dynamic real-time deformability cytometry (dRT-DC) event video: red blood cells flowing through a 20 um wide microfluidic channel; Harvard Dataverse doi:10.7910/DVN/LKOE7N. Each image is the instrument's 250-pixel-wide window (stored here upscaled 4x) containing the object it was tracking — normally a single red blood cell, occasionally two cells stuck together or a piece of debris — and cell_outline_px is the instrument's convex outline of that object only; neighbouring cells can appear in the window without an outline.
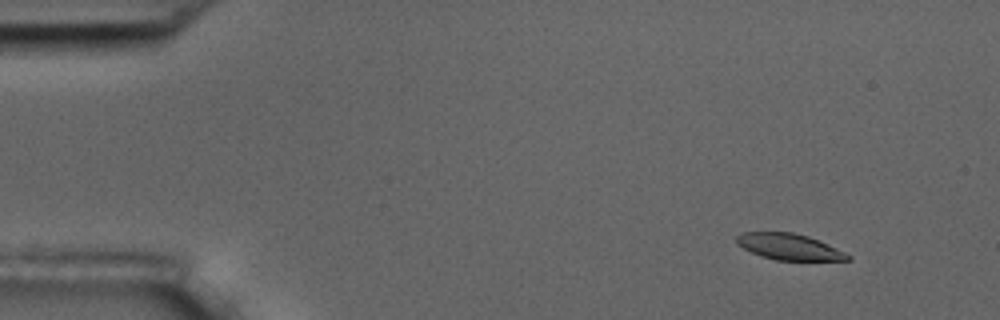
{"species": "common noctule bat (a hibernating species)", "species_latin": "Nyctalus noctula", "temperature_condition": "room temperature", "stored_images_in_passage": 4, "camera_frame_rate_fps": 3000, "um_per_image_px": 0.085, "animal": {"sex": "male", "body_mass_g": 17.5, "forearm_length_mm": 52.3}, "frame": {"image": 1, "passage_image": 2, "time_ms": 1.0, "image_size_px": [1000, 320], "cell_outline_px": [[852, 260], [776, 260], [760, 256], [736, 244], [736, 236], [740, 232], [792, 232], [808, 236], [844, 252], [852, 256]], "centroid_in_image_um": [67.04, 20.97], "position_along_channel_um": 18.0, "area_um2": 16.82}}
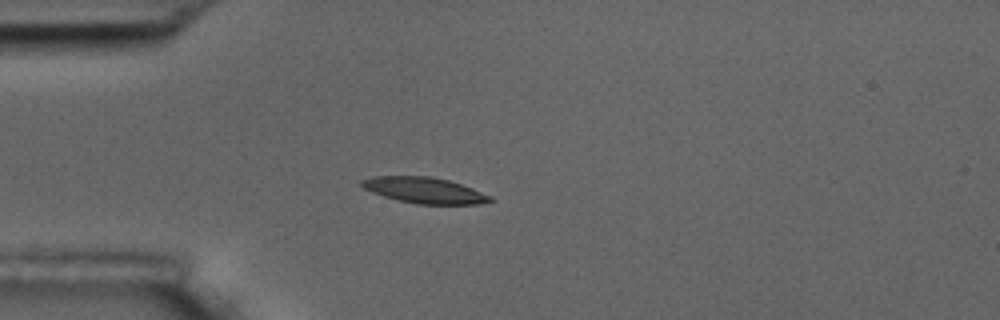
{"frame": {"image": 2, "passage_image": 4, "time_ms": 4.333, "image_size_px": [1000, 320], "cell_outline_px": [[492, 200], [476, 204], [416, 204], [384, 196], [372, 192], [364, 188], [360, 184], [360, 180], [372, 176], [432, 176], [448, 180], [472, 188], [492, 196]], "centroid_in_image_um": [36.05, 16.16], "position_along_channel_um": 49.0, "area_um2": 19.25}}